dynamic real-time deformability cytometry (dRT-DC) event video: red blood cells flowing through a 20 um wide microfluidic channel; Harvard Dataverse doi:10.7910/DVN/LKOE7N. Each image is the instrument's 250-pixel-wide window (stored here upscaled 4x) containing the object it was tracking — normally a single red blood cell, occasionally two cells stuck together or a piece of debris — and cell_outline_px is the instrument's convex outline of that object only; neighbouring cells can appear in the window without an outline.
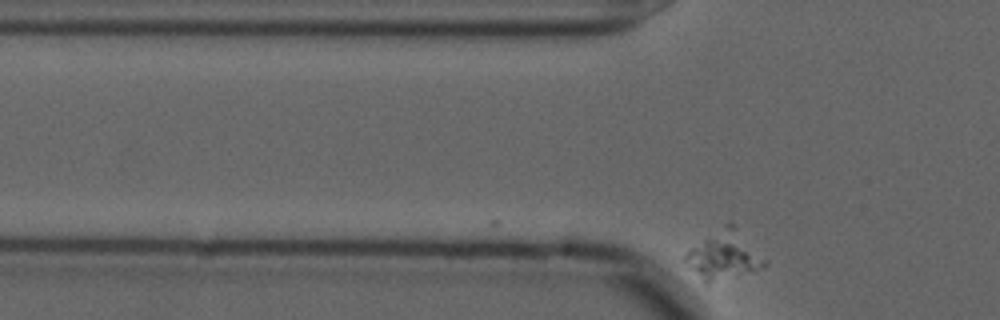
{"species": "common noctule bat (a hibernating species)", "species_latin": "Nyctalus noctula", "temperature_condition": "cold", "stored_images_in_passage": 2, "camera_frame_rate_fps": 3000, "um_per_image_px": 0.085, "animal": {"sex": "male", "forearm_length_mm": 52.5}, "frame": {"image": 1, "passage_image": 2, "time_ms": 0.333, "image_size_px": [1000, 320], "cell_outline_px": [[768, 264], [760, 268], [708, 284], [704, 284], [684, 260], [684, 256], [692, 248], [724, 224], [732, 224], [768, 260]], "centroid_in_image_um": [61.54, 21.74], "position_along_channel_um": 64.3, "area_um2": 21.56}}